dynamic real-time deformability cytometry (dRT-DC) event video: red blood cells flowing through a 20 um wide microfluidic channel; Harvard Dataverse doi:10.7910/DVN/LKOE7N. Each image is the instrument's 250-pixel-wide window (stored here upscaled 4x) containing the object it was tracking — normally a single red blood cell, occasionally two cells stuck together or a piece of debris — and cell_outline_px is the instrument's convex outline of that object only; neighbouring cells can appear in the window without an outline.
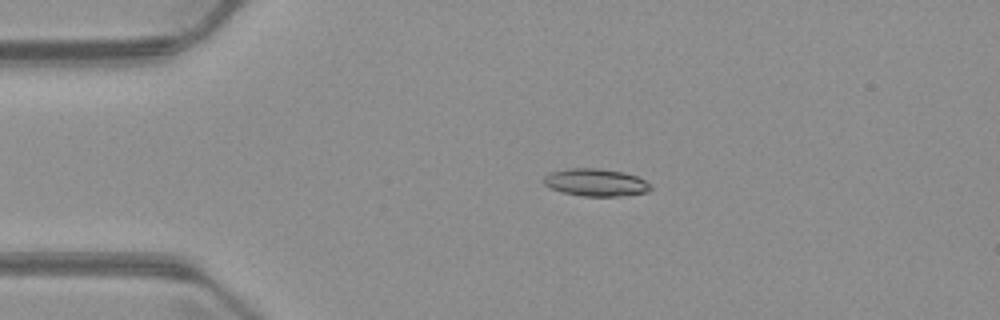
{"species": "common noctule bat (a hibernating species)", "species_latin": "Nyctalus noctula", "temperature_condition": "warm", "stored_images_in_passage": 2, "camera_frame_rate_fps": 3000, "um_per_image_px": 0.085, "animal": {"sex": "male", "body_mass_g": 23.1, "forearm_length_mm": 52.7}, "frame": {"image": 1, "passage_image": 1, "time_ms": 0.0, "image_size_px": [1000, 320], "cell_outline_px": [[652, 188], [648, 192], [620, 196], [584, 196], [564, 192], [552, 188], [544, 184], [540, 180], [544, 176], [552, 172], [568, 168], [600, 168], [624, 172], [636, 176], [652, 184]], "centroid_in_image_um": [50.66, 15.5], "position_along_channel_um": 34.3, "area_um2": 17.17}}